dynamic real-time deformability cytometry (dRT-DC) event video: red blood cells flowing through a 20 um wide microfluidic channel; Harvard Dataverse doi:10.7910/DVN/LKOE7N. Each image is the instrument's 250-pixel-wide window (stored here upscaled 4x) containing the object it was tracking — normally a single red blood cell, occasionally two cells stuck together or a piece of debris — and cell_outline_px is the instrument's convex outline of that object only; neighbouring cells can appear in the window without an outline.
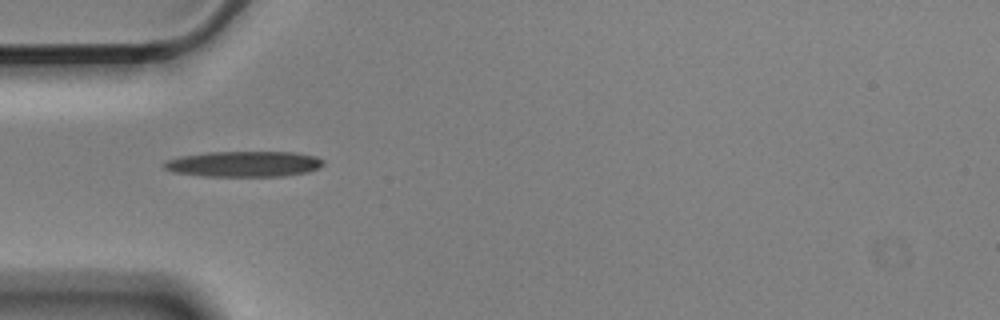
{"species": "Egyptian fruit bat (a non-hibernating species)", "species_latin": "Rousettus aegyptiacus", "temperature_condition": "cold", "stored_images_in_passage": 1, "camera_frame_rate_fps": 3000, "um_per_image_px": 0.085, "animal": {"sex": "male"}, "frame": {"image": 1, "passage_image": 1, "time_ms": 0.0, "image_size_px": [1000, 320], "cell_outline_px": [[324, 164], [308, 172], [284, 176], [204, 176], [172, 172], [164, 168], [160, 164], [168, 160], [180, 156], [208, 152], [296, 152], [316, 156], [324, 160]], "centroid_in_image_um": [20.72, 13.93], "position_along_channel_um": 64.3, "area_um2": 23.93}}